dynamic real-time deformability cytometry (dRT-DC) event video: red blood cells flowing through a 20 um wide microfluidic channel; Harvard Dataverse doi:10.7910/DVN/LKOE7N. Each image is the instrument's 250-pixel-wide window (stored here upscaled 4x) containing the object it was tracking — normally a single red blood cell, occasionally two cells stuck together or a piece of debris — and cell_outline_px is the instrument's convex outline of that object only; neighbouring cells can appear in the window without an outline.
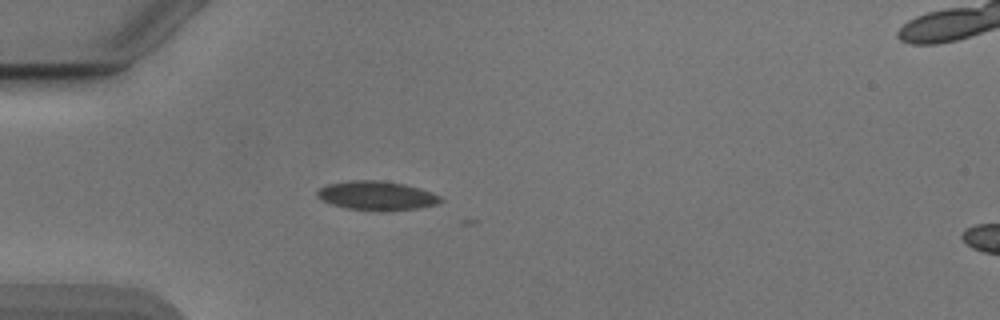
{"species": "Egyptian fruit bat (a non-hibernating species)", "species_latin": "Rousettus aegyptiacus", "temperature_condition": "cold", "stored_images_in_passage": 3, "camera_frame_rate_fps": 3000, "um_per_image_px": 0.085, "animal": {"sex": "male"}, "frame": {"image": 1, "passage_image": 1, "time_ms": 0.0, "image_size_px": [1000, 320], "cell_outline_px": [[444, 200], [436, 204], [420, 208], [392, 212], [376, 212], [348, 208], [332, 204], [320, 200], [316, 196], [316, 192], [320, 188], [328, 184], [348, 180], [380, 180], [404, 184], [420, 188], [432, 192], [440, 196]], "centroid_in_image_um": [32.03, 16.65], "position_along_channel_um": 53.0, "area_um2": 21.39}}